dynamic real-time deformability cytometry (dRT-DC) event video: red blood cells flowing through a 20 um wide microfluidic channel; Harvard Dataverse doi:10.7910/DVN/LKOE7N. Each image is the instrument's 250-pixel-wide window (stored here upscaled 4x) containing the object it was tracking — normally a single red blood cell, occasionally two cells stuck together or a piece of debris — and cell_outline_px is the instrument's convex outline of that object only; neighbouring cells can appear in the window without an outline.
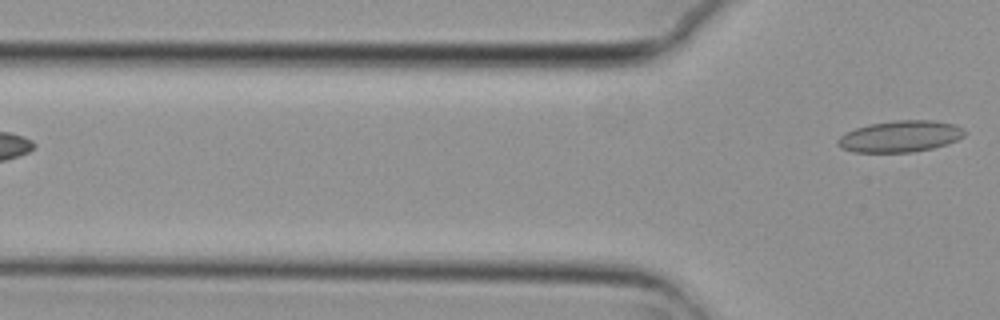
{"species": "common noctule bat (a hibernating species)", "species_latin": "Nyctalus noctula", "temperature_condition": "cold", "stored_images_in_passage": 5, "camera_frame_rate_fps": 3000, "um_per_image_px": 0.085, "animal": {"sex": "female", "body_mass_g": 29.2, "forearm_length_mm": 56.3}, "frame": {"image": 1, "passage_image": 5, "time_ms": 1.333, "image_size_px": [1000, 320], "cell_outline_px": [[968, 132], [964, 136], [948, 144], [932, 148], [912, 152], [856, 152], [840, 148], [836, 144], [836, 140], [844, 132], [868, 124], [892, 120], [932, 120], [956, 124], [964, 128]], "centroid_in_image_um": [76.52, 11.58], "position_along_channel_um": 49.3, "area_um2": 23.58}}